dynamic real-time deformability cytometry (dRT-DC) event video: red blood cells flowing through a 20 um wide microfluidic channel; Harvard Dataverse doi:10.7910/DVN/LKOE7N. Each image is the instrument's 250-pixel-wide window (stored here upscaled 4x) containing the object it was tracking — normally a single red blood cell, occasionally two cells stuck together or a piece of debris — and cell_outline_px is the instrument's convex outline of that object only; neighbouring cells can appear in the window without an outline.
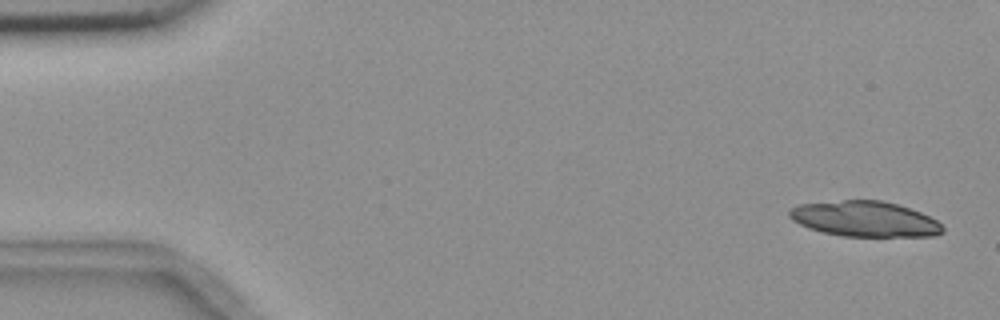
{"species": "common noctule bat (a hibernating species)", "species_latin": "Nyctalus noctula", "temperature_condition": "room temperature", "stored_images_in_passage": 3, "camera_frame_rate_fps": 3000, "um_per_image_px": 0.085, "animal": {"sex": "female", "body_mass_g": 18.4}, "frame": {"image": 1, "passage_image": 1, "time_ms": 0.0, "image_size_px": [1000, 320], "cell_outline_px": [[944, 232], [936, 236], [844, 236], [824, 232], [808, 228], [792, 220], [788, 216], [788, 208], [796, 204], [844, 200], [880, 200], [896, 204], [920, 212], [936, 220], [944, 228]], "centroid_in_image_um": [73.47, 18.6], "position_along_channel_um": 11.5, "area_um2": 31.67}}